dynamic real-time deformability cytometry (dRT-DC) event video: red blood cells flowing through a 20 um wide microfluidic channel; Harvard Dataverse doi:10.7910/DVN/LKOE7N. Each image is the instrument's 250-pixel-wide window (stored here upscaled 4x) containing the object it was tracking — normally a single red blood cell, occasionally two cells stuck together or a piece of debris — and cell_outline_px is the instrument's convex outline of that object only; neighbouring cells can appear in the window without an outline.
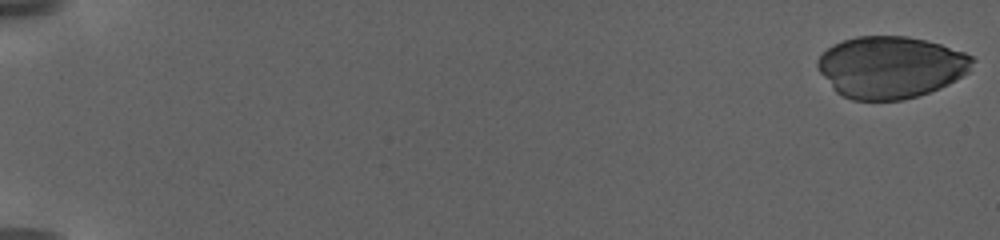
{"species": "human", "species_latin": "Homo sapiens", "temperature_condition": "warm", "stored_images_in_passage": 48, "camera_frame_rate_fps": 3000, "um_per_image_px": 0.085, "donor": {"sex": "female"}, "frame": {"image": 1, "passage_image": 1, "time_ms": 0.0, "image_size_px": [1000, 240], "cell_outline_px": [[976, 60], [968, 72], [956, 80], [940, 88], [904, 100], [852, 100], [836, 92], [832, 88], [820, 72], [816, 64], [816, 60], [832, 44], [856, 36], [908, 36], [940, 44], [964, 52], [972, 56]], "centroid_in_image_um": [75.71, 5.7], "position_along_channel_um": 9.3, "area_um2": 55.89}}
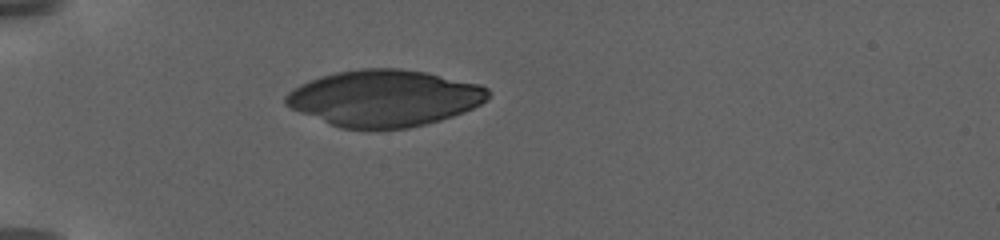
{"frame": {"image": 2, "passage_image": 16, "time_ms": 7.333, "image_size_px": [1000, 240], "cell_outline_px": [[492, 92], [488, 100], [464, 112], [440, 120], [408, 128], [340, 128], [288, 108], [284, 104], [284, 96], [292, 88], [308, 80], [320, 76], [336, 72], [360, 68], [400, 68], [428, 72], [480, 84], [488, 88]], "centroid_in_image_um": [32.66, 8.32], "position_along_channel_um": 52.3, "area_um2": 67.05}}